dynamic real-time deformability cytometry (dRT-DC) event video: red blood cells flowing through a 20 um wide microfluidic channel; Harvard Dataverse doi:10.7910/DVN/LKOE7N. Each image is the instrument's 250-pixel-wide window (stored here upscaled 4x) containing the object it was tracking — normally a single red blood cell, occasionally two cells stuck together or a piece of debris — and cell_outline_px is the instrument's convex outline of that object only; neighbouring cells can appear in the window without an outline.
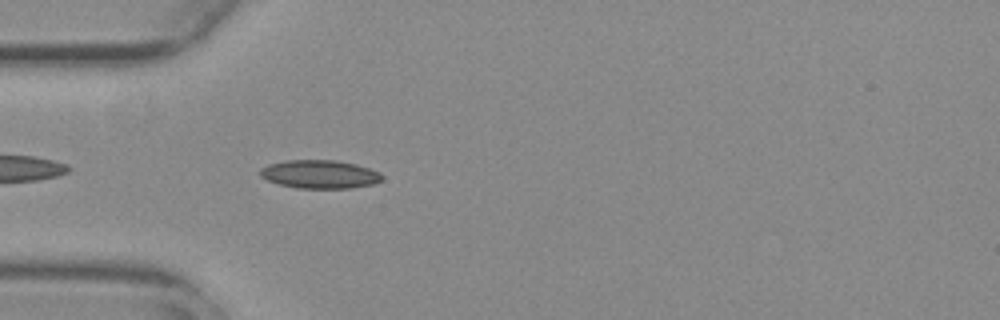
{"species": "common noctule bat (a hibernating species)", "species_latin": "Nyctalus noctula", "temperature_condition": "warm", "stored_images_in_passage": 41, "camera_frame_rate_fps": 3000, "um_per_image_px": 0.085, "animal": {"sex": "female", "body_mass_g": 29.2, "forearm_length_mm": 56.3}, "frame": {"image": 1, "passage_image": 3, "time_ms": 0.667, "image_size_px": [1000, 320], "cell_outline_px": [[384, 176], [380, 180], [372, 184], [352, 188], [296, 188], [280, 184], [268, 180], [260, 176], [260, 168], [268, 164], [284, 160], [336, 160], [356, 164], [380, 172]], "centroid_in_image_um": [27.17, 14.8], "position_along_channel_um": 57.8, "area_um2": 20.17}}
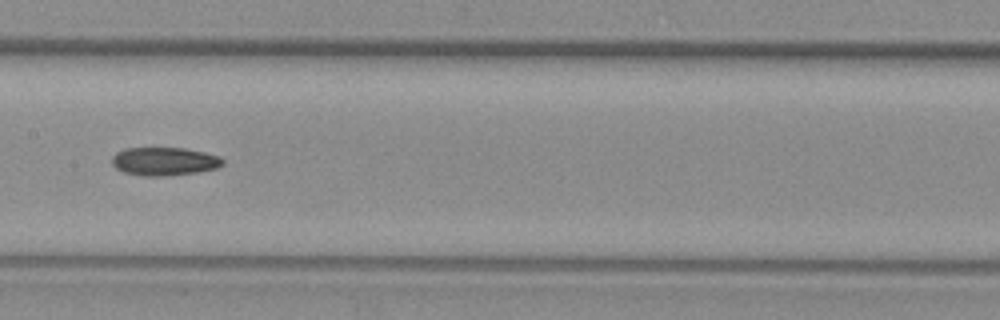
{"frame": {"image": 2, "passage_image": 14, "time_ms": 4.333, "image_size_px": [1000, 320], "cell_outline_px": [[224, 164], [216, 168], [196, 172], [164, 176], [144, 176], [124, 172], [116, 168], [112, 164], [112, 156], [116, 152], [124, 148], [184, 148], [204, 152], [220, 156], [224, 160]], "centroid_in_image_um": [13.96, 13.71], "position_along_channel_um": 193.4, "area_um2": 18.26}}
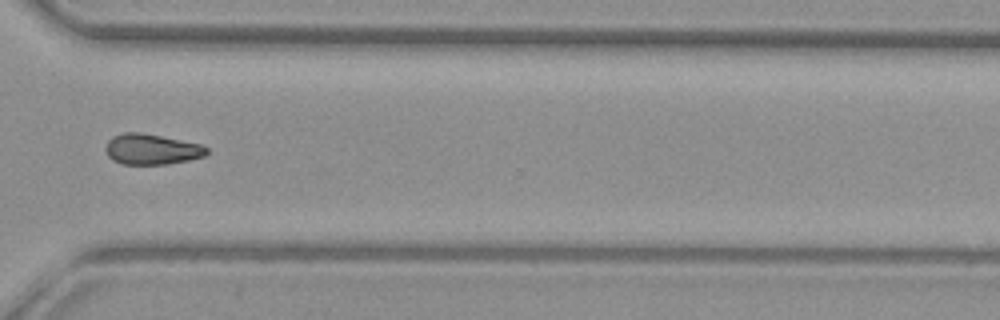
{"frame": {"image": 3, "passage_image": 27, "time_ms": 8.667, "image_size_px": [1000, 320], "cell_outline_px": [[208, 152], [204, 156], [188, 160], [168, 164], [120, 164], [112, 160], [108, 156], [104, 148], [108, 140], [112, 136], [124, 132], [140, 132], [200, 144], [208, 148]], "centroid_in_image_um": [12.84, 12.69], "position_along_channel_um": 357.8, "area_um2": 18.03}, "authors_computed_cell_mechanics": {"area_um2": 18.2648, "velocity_mm_per_s": 3.794, "shape_relaxation_time_tau1_ms": 6.0098, "shape_relaxation_time_tau2_ms": null, "deformation_change_tau1": 0.1236, "deformation_change_tau2": null}}